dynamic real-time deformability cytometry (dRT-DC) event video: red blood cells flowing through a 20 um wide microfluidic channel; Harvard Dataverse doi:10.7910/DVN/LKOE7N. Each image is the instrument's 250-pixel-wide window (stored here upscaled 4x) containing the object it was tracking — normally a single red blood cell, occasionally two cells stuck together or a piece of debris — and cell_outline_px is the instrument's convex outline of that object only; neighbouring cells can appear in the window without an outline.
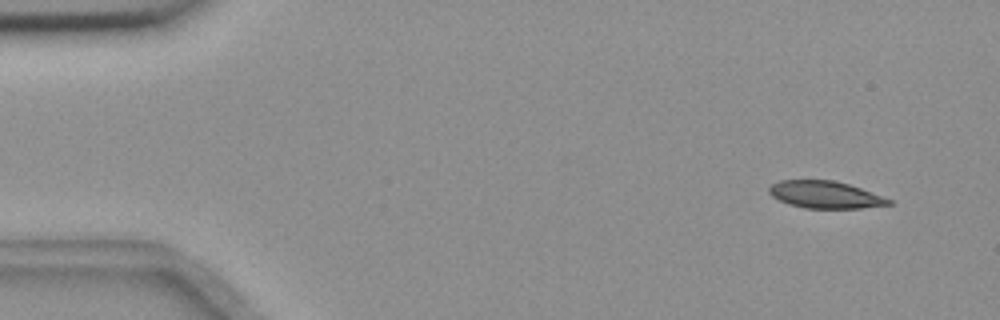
{"species": "common noctule bat (a hibernating species)", "species_latin": "Nyctalus noctula", "temperature_condition": "room temperature", "stored_images_in_passage": 54, "camera_frame_rate_fps": 3000, "um_per_image_px": 0.085, "animal": {"sex": "female", "body_mass_g": 18.4}, "frame": {"image": 1, "passage_image": 3, "time_ms": 0.667, "image_size_px": [1000, 320], "cell_outline_px": [[892, 204], [860, 208], [804, 208], [788, 204], [772, 196], [768, 192], [768, 188], [772, 184], [780, 180], [832, 180], [848, 184], [860, 188], [892, 200]], "centroid_in_image_um": [70.1, 16.55], "position_along_channel_um": 14.9, "area_um2": 18.79}}
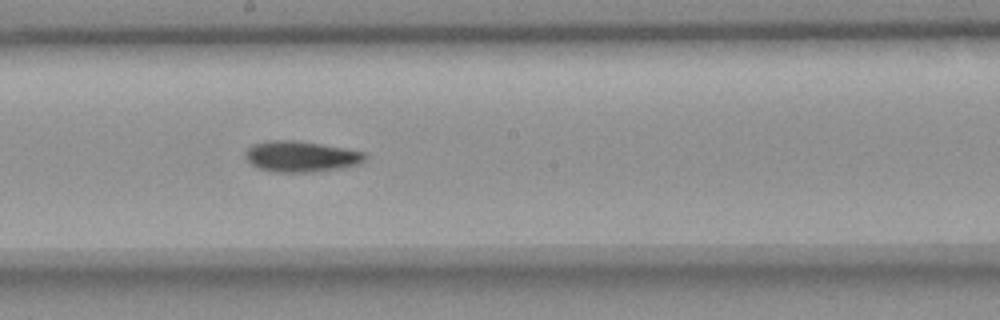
{"frame": {"image": 2, "passage_image": 29, "time_ms": 9.333, "image_size_px": [1000, 320], "cell_outline_px": [[368, 160], [360, 164], [344, 168], [316, 172], [276, 172], [260, 168], [252, 164], [244, 156], [244, 152], [252, 144], [268, 140], [292, 140], [320, 144], [344, 148], [364, 152], [368, 156]], "centroid_in_image_um": [25.63, 13.31], "position_along_channel_um": 222.6, "area_um2": 21.73}}
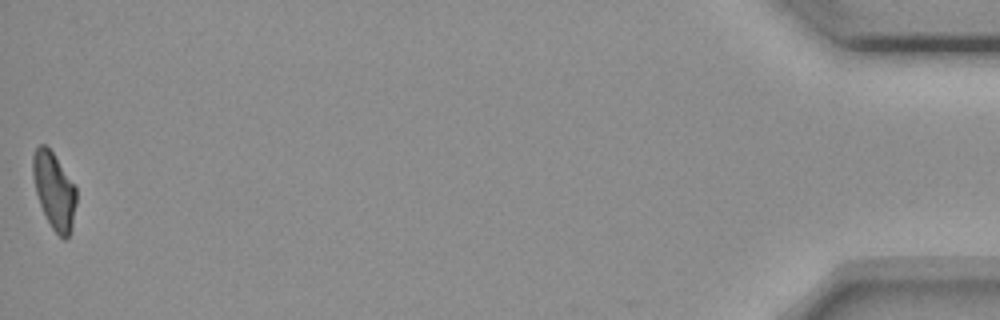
{"frame": {"image": 3, "passage_image": 54, "time_ms": 17.667, "image_size_px": [1000, 320], "cell_outline_px": [[76, 204], [72, 228], [68, 236], [64, 240], [52, 228], [40, 204], [36, 192], [32, 176], [32, 156], [36, 148], [40, 144], [44, 144], [52, 152], [76, 188]], "centroid_in_image_um": [4.59, 16.21], "position_along_channel_um": 430.6, "area_um2": 19.07}, "authors_computed_cell_mechanics": {"area_um2": 20.5768, "velocity_mm_per_s": 3.6647, "shape_relaxation_time_tau1_ms": 4.8976, "shape_relaxation_time_tau2_ms": null, "deformation_change_tau1": 0.1471, "deformation_change_tau2": null}}